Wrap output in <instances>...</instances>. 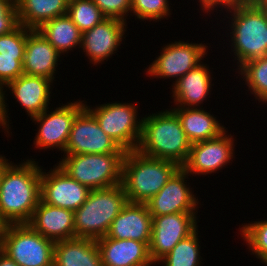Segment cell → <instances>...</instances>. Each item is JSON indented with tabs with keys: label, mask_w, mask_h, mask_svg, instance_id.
I'll return each mask as SVG.
<instances>
[{
	"label": "cell",
	"mask_w": 267,
	"mask_h": 266,
	"mask_svg": "<svg viewBox=\"0 0 267 266\" xmlns=\"http://www.w3.org/2000/svg\"><path fill=\"white\" fill-rule=\"evenodd\" d=\"M241 227V228H240ZM240 237L247 245L248 251L267 266V218L250 223H242L238 230Z\"/></svg>",
	"instance_id": "cell-29"
},
{
	"label": "cell",
	"mask_w": 267,
	"mask_h": 266,
	"mask_svg": "<svg viewBox=\"0 0 267 266\" xmlns=\"http://www.w3.org/2000/svg\"><path fill=\"white\" fill-rule=\"evenodd\" d=\"M204 61L198 66L187 72L177 80L170 92L173 98L172 107H196L201 108L204 101L210 98L214 82L213 70Z\"/></svg>",
	"instance_id": "cell-18"
},
{
	"label": "cell",
	"mask_w": 267,
	"mask_h": 266,
	"mask_svg": "<svg viewBox=\"0 0 267 266\" xmlns=\"http://www.w3.org/2000/svg\"><path fill=\"white\" fill-rule=\"evenodd\" d=\"M169 107L177 114L191 144L215 138L227 129L217 116L204 107Z\"/></svg>",
	"instance_id": "cell-23"
},
{
	"label": "cell",
	"mask_w": 267,
	"mask_h": 266,
	"mask_svg": "<svg viewBox=\"0 0 267 266\" xmlns=\"http://www.w3.org/2000/svg\"><path fill=\"white\" fill-rule=\"evenodd\" d=\"M198 212H182L152 217L149 256L154 265L165 257L181 240L199 226Z\"/></svg>",
	"instance_id": "cell-12"
},
{
	"label": "cell",
	"mask_w": 267,
	"mask_h": 266,
	"mask_svg": "<svg viewBox=\"0 0 267 266\" xmlns=\"http://www.w3.org/2000/svg\"><path fill=\"white\" fill-rule=\"evenodd\" d=\"M54 85L55 83L48 78L22 74L10 81L5 86V91L13 96L12 98L20 104L27 117L31 119L49 109L51 97L54 96L52 94Z\"/></svg>",
	"instance_id": "cell-17"
},
{
	"label": "cell",
	"mask_w": 267,
	"mask_h": 266,
	"mask_svg": "<svg viewBox=\"0 0 267 266\" xmlns=\"http://www.w3.org/2000/svg\"><path fill=\"white\" fill-rule=\"evenodd\" d=\"M113 102L96 104L93 107L86 101L84 104L94 115L102 130L122 149L125 151L137 150L142 135L143 118L142 115L139 116L138 104Z\"/></svg>",
	"instance_id": "cell-7"
},
{
	"label": "cell",
	"mask_w": 267,
	"mask_h": 266,
	"mask_svg": "<svg viewBox=\"0 0 267 266\" xmlns=\"http://www.w3.org/2000/svg\"><path fill=\"white\" fill-rule=\"evenodd\" d=\"M6 95V96H5ZM9 94H7V92L5 91V86L0 82V128L3 129L1 130V132L3 131L7 136V138L10 137V135H12L11 130V126H10V113L8 114V110H9V104L7 103L8 99L7 96ZM8 106V107H7Z\"/></svg>",
	"instance_id": "cell-37"
},
{
	"label": "cell",
	"mask_w": 267,
	"mask_h": 266,
	"mask_svg": "<svg viewBox=\"0 0 267 266\" xmlns=\"http://www.w3.org/2000/svg\"><path fill=\"white\" fill-rule=\"evenodd\" d=\"M170 2L169 0H132L131 16L133 15L135 20L145 21V23L146 20H149L150 24L151 21L154 23L161 22L164 18L168 20L172 15V9L169 6L172 3Z\"/></svg>",
	"instance_id": "cell-31"
},
{
	"label": "cell",
	"mask_w": 267,
	"mask_h": 266,
	"mask_svg": "<svg viewBox=\"0 0 267 266\" xmlns=\"http://www.w3.org/2000/svg\"><path fill=\"white\" fill-rule=\"evenodd\" d=\"M68 0H20L18 21L24 27L37 30L49 20L67 14Z\"/></svg>",
	"instance_id": "cell-25"
},
{
	"label": "cell",
	"mask_w": 267,
	"mask_h": 266,
	"mask_svg": "<svg viewBox=\"0 0 267 266\" xmlns=\"http://www.w3.org/2000/svg\"><path fill=\"white\" fill-rule=\"evenodd\" d=\"M28 224L53 242L75 238L74 211L48 205L41 200Z\"/></svg>",
	"instance_id": "cell-21"
},
{
	"label": "cell",
	"mask_w": 267,
	"mask_h": 266,
	"mask_svg": "<svg viewBox=\"0 0 267 266\" xmlns=\"http://www.w3.org/2000/svg\"><path fill=\"white\" fill-rule=\"evenodd\" d=\"M259 6L267 9V0H254Z\"/></svg>",
	"instance_id": "cell-41"
},
{
	"label": "cell",
	"mask_w": 267,
	"mask_h": 266,
	"mask_svg": "<svg viewBox=\"0 0 267 266\" xmlns=\"http://www.w3.org/2000/svg\"><path fill=\"white\" fill-rule=\"evenodd\" d=\"M190 175L180 167L169 181L154 195L146 206L151 216L176 214L182 212H198L203 205L195 196L194 188L191 187ZM189 179V180H187Z\"/></svg>",
	"instance_id": "cell-14"
},
{
	"label": "cell",
	"mask_w": 267,
	"mask_h": 266,
	"mask_svg": "<svg viewBox=\"0 0 267 266\" xmlns=\"http://www.w3.org/2000/svg\"><path fill=\"white\" fill-rule=\"evenodd\" d=\"M55 242L28 223L7 224L0 249L19 266H53Z\"/></svg>",
	"instance_id": "cell-8"
},
{
	"label": "cell",
	"mask_w": 267,
	"mask_h": 266,
	"mask_svg": "<svg viewBox=\"0 0 267 266\" xmlns=\"http://www.w3.org/2000/svg\"><path fill=\"white\" fill-rule=\"evenodd\" d=\"M0 266H19V265L0 249Z\"/></svg>",
	"instance_id": "cell-38"
},
{
	"label": "cell",
	"mask_w": 267,
	"mask_h": 266,
	"mask_svg": "<svg viewBox=\"0 0 267 266\" xmlns=\"http://www.w3.org/2000/svg\"><path fill=\"white\" fill-rule=\"evenodd\" d=\"M67 15L82 33L106 19L92 0H70Z\"/></svg>",
	"instance_id": "cell-30"
},
{
	"label": "cell",
	"mask_w": 267,
	"mask_h": 266,
	"mask_svg": "<svg viewBox=\"0 0 267 266\" xmlns=\"http://www.w3.org/2000/svg\"><path fill=\"white\" fill-rule=\"evenodd\" d=\"M106 18L128 22L131 17L132 0H92ZM129 17V18H128Z\"/></svg>",
	"instance_id": "cell-33"
},
{
	"label": "cell",
	"mask_w": 267,
	"mask_h": 266,
	"mask_svg": "<svg viewBox=\"0 0 267 266\" xmlns=\"http://www.w3.org/2000/svg\"><path fill=\"white\" fill-rule=\"evenodd\" d=\"M249 1L250 0H198L196 2L199 3L198 6H199L201 13L202 12L204 14L206 13L208 17L209 16L211 17V13L212 15L214 14V12L219 13L218 11H220L221 13L223 12V9L225 11L227 9L234 8L236 6L243 5Z\"/></svg>",
	"instance_id": "cell-36"
},
{
	"label": "cell",
	"mask_w": 267,
	"mask_h": 266,
	"mask_svg": "<svg viewBox=\"0 0 267 266\" xmlns=\"http://www.w3.org/2000/svg\"><path fill=\"white\" fill-rule=\"evenodd\" d=\"M19 25L17 7L0 0V35L14 30Z\"/></svg>",
	"instance_id": "cell-35"
},
{
	"label": "cell",
	"mask_w": 267,
	"mask_h": 266,
	"mask_svg": "<svg viewBox=\"0 0 267 266\" xmlns=\"http://www.w3.org/2000/svg\"><path fill=\"white\" fill-rule=\"evenodd\" d=\"M152 234V216L146 204L129 202L112 221L106 236L123 240L133 239L144 242L148 247Z\"/></svg>",
	"instance_id": "cell-20"
},
{
	"label": "cell",
	"mask_w": 267,
	"mask_h": 266,
	"mask_svg": "<svg viewBox=\"0 0 267 266\" xmlns=\"http://www.w3.org/2000/svg\"><path fill=\"white\" fill-rule=\"evenodd\" d=\"M35 160L10 161L2 171L0 216L7 224L28 223L40 202L42 165Z\"/></svg>",
	"instance_id": "cell-1"
},
{
	"label": "cell",
	"mask_w": 267,
	"mask_h": 266,
	"mask_svg": "<svg viewBox=\"0 0 267 266\" xmlns=\"http://www.w3.org/2000/svg\"><path fill=\"white\" fill-rule=\"evenodd\" d=\"M128 24L118 19L106 18L92 29L82 33L80 49L89 59L88 64L93 66L102 65L113 54L117 55L122 41L127 37L125 34Z\"/></svg>",
	"instance_id": "cell-16"
},
{
	"label": "cell",
	"mask_w": 267,
	"mask_h": 266,
	"mask_svg": "<svg viewBox=\"0 0 267 266\" xmlns=\"http://www.w3.org/2000/svg\"><path fill=\"white\" fill-rule=\"evenodd\" d=\"M207 44L209 43H189L187 40L173 41L160 48L159 55L152 63L145 68L146 76L150 79H172L171 86L183 77L187 72L202 63L208 56ZM158 56V57H157ZM205 58V59H204Z\"/></svg>",
	"instance_id": "cell-9"
},
{
	"label": "cell",
	"mask_w": 267,
	"mask_h": 266,
	"mask_svg": "<svg viewBox=\"0 0 267 266\" xmlns=\"http://www.w3.org/2000/svg\"><path fill=\"white\" fill-rule=\"evenodd\" d=\"M96 243L103 266H157L151 261L149 247L144 242L104 236Z\"/></svg>",
	"instance_id": "cell-22"
},
{
	"label": "cell",
	"mask_w": 267,
	"mask_h": 266,
	"mask_svg": "<svg viewBox=\"0 0 267 266\" xmlns=\"http://www.w3.org/2000/svg\"><path fill=\"white\" fill-rule=\"evenodd\" d=\"M58 107L46 109L30 120L37 125L33 140L36 149H56L64 153L76 115L85 107L84 100L69 101ZM61 105V106H60Z\"/></svg>",
	"instance_id": "cell-10"
},
{
	"label": "cell",
	"mask_w": 267,
	"mask_h": 266,
	"mask_svg": "<svg viewBox=\"0 0 267 266\" xmlns=\"http://www.w3.org/2000/svg\"><path fill=\"white\" fill-rule=\"evenodd\" d=\"M234 135L226 129L219 136L191 144L186 163L182 168L190 175L205 177L212 173L222 172V168L231 165L235 157ZM231 163V164H230ZM205 175V176H204Z\"/></svg>",
	"instance_id": "cell-11"
},
{
	"label": "cell",
	"mask_w": 267,
	"mask_h": 266,
	"mask_svg": "<svg viewBox=\"0 0 267 266\" xmlns=\"http://www.w3.org/2000/svg\"><path fill=\"white\" fill-rule=\"evenodd\" d=\"M37 30L61 55L66 56L77 48L80 51L82 32L67 14L49 20Z\"/></svg>",
	"instance_id": "cell-26"
},
{
	"label": "cell",
	"mask_w": 267,
	"mask_h": 266,
	"mask_svg": "<svg viewBox=\"0 0 267 266\" xmlns=\"http://www.w3.org/2000/svg\"><path fill=\"white\" fill-rule=\"evenodd\" d=\"M167 109L144 115L137 150L143 155L169 160L182 167L188 159L191 143L177 114L171 108Z\"/></svg>",
	"instance_id": "cell-3"
},
{
	"label": "cell",
	"mask_w": 267,
	"mask_h": 266,
	"mask_svg": "<svg viewBox=\"0 0 267 266\" xmlns=\"http://www.w3.org/2000/svg\"><path fill=\"white\" fill-rule=\"evenodd\" d=\"M127 203L121 184L91 190L87 200L74 211L75 237L98 240L106 236L112 221Z\"/></svg>",
	"instance_id": "cell-5"
},
{
	"label": "cell",
	"mask_w": 267,
	"mask_h": 266,
	"mask_svg": "<svg viewBox=\"0 0 267 266\" xmlns=\"http://www.w3.org/2000/svg\"><path fill=\"white\" fill-rule=\"evenodd\" d=\"M180 166L172 161L152 158L138 150L126 151L121 186L129 202L146 203L169 181Z\"/></svg>",
	"instance_id": "cell-4"
},
{
	"label": "cell",
	"mask_w": 267,
	"mask_h": 266,
	"mask_svg": "<svg viewBox=\"0 0 267 266\" xmlns=\"http://www.w3.org/2000/svg\"><path fill=\"white\" fill-rule=\"evenodd\" d=\"M7 156H4L3 154H0V181L2 177V171L4 167L10 162V158H6Z\"/></svg>",
	"instance_id": "cell-39"
},
{
	"label": "cell",
	"mask_w": 267,
	"mask_h": 266,
	"mask_svg": "<svg viewBox=\"0 0 267 266\" xmlns=\"http://www.w3.org/2000/svg\"><path fill=\"white\" fill-rule=\"evenodd\" d=\"M20 0H14V5L17 6V3L19 2Z\"/></svg>",
	"instance_id": "cell-43"
},
{
	"label": "cell",
	"mask_w": 267,
	"mask_h": 266,
	"mask_svg": "<svg viewBox=\"0 0 267 266\" xmlns=\"http://www.w3.org/2000/svg\"><path fill=\"white\" fill-rule=\"evenodd\" d=\"M126 153L100 127L94 115L84 107L75 117L64 154Z\"/></svg>",
	"instance_id": "cell-13"
},
{
	"label": "cell",
	"mask_w": 267,
	"mask_h": 266,
	"mask_svg": "<svg viewBox=\"0 0 267 266\" xmlns=\"http://www.w3.org/2000/svg\"><path fill=\"white\" fill-rule=\"evenodd\" d=\"M7 223L0 216V243L2 241V237L4 235Z\"/></svg>",
	"instance_id": "cell-40"
},
{
	"label": "cell",
	"mask_w": 267,
	"mask_h": 266,
	"mask_svg": "<svg viewBox=\"0 0 267 266\" xmlns=\"http://www.w3.org/2000/svg\"><path fill=\"white\" fill-rule=\"evenodd\" d=\"M239 78L245 83L246 91L254 96L255 101L267 105V55L250 60L243 64L237 71Z\"/></svg>",
	"instance_id": "cell-27"
},
{
	"label": "cell",
	"mask_w": 267,
	"mask_h": 266,
	"mask_svg": "<svg viewBox=\"0 0 267 266\" xmlns=\"http://www.w3.org/2000/svg\"><path fill=\"white\" fill-rule=\"evenodd\" d=\"M222 13L224 18H221L220 22L222 21L224 26L225 23L228 25L225 30L228 36L226 41L230 39L226 45L230 44L227 48L230 47L229 53L234 59L231 61L236 63V66L233 64L234 68L237 67L231 70L237 71L246 62L267 55V9L250 0L219 14Z\"/></svg>",
	"instance_id": "cell-2"
},
{
	"label": "cell",
	"mask_w": 267,
	"mask_h": 266,
	"mask_svg": "<svg viewBox=\"0 0 267 266\" xmlns=\"http://www.w3.org/2000/svg\"><path fill=\"white\" fill-rule=\"evenodd\" d=\"M4 1H7V2L11 3L12 5H14V0H4Z\"/></svg>",
	"instance_id": "cell-42"
},
{
	"label": "cell",
	"mask_w": 267,
	"mask_h": 266,
	"mask_svg": "<svg viewBox=\"0 0 267 266\" xmlns=\"http://www.w3.org/2000/svg\"><path fill=\"white\" fill-rule=\"evenodd\" d=\"M24 56H0V82L6 86L24 74Z\"/></svg>",
	"instance_id": "cell-34"
},
{
	"label": "cell",
	"mask_w": 267,
	"mask_h": 266,
	"mask_svg": "<svg viewBox=\"0 0 267 266\" xmlns=\"http://www.w3.org/2000/svg\"><path fill=\"white\" fill-rule=\"evenodd\" d=\"M90 191L57 164L50 170L42 166L40 200L43 203L76 211L87 200Z\"/></svg>",
	"instance_id": "cell-15"
},
{
	"label": "cell",
	"mask_w": 267,
	"mask_h": 266,
	"mask_svg": "<svg viewBox=\"0 0 267 266\" xmlns=\"http://www.w3.org/2000/svg\"><path fill=\"white\" fill-rule=\"evenodd\" d=\"M53 266H103L96 240L75 237L55 242Z\"/></svg>",
	"instance_id": "cell-24"
},
{
	"label": "cell",
	"mask_w": 267,
	"mask_h": 266,
	"mask_svg": "<svg viewBox=\"0 0 267 266\" xmlns=\"http://www.w3.org/2000/svg\"><path fill=\"white\" fill-rule=\"evenodd\" d=\"M199 228L185 239L179 241L174 248L163 257L157 265L161 266H203L201 256V241L198 237Z\"/></svg>",
	"instance_id": "cell-28"
},
{
	"label": "cell",
	"mask_w": 267,
	"mask_h": 266,
	"mask_svg": "<svg viewBox=\"0 0 267 266\" xmlns=\"http://www.w3.org/2000/svg\"><path fill=\"white\" fill-rule=\"evenodd\" d=\"M62 57L38 30H32L27 35L23 72L26 75L42 76L55 82L57 67L64 60Z\"/></svg>",
	"instance_id": "cell-19"
},
{
	"label": "cell",
	"mask_w": 267,
	"mask_h": 266,
	"mask_svg": "<svg viewBox=\"0 0 267 266\" xmlns=\"http://www.w3.org/2000/svg\"><path fill=\"white\" fill-rule=\"evenodd\" d=\"M31 31L19 24L11 32L0 35V56H24L27 35Z\"/></svg>",
	"instance_id": "cell-32"
},
{
	"label": "cell",
	"mask_w": 267,
	"mask_h": 266,
	"mask_svg": "<svg viewBox=\"0 0 267 266\" xmlns=\"http://www.w3.org/2000/svg\"><path fill=\"white\" fill-rule=\"evenodd\" d=\"M124 156L125 153L61 154L56 164L80 184L96 190L121 184Z\"/></svg>",
	"instance_id": "cell-6"
}]
</instances>
